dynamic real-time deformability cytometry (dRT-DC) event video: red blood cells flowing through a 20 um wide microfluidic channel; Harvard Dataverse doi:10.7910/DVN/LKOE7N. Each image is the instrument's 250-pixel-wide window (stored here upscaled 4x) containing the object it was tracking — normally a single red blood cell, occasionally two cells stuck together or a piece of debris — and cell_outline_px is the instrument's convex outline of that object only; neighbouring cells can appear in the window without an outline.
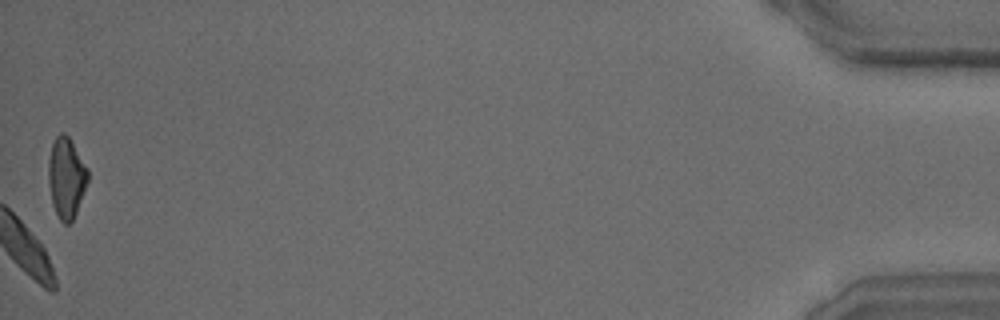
{"species": "common noctule bat (a hibernating species)", "species_latin": "Nyctalus noctula", "temperature_condition": "warm", "stored_images_in_passage": 36, "camera_frame_rate_fps": 3000, "um_per_image_px": 0.085, "animal": {"sex": "male", "body_mass_g": 15.6}, "frame": {"image": 1, "passage_image": 36, "time_ms": 11.667, "image_size_px": [1000, 320], "cell_outline_px": [[88, 180], [76, 212], [72, 220], [68, 224], [64, 224], [60, 220], [52, 204], [48, 180], [48, 160], [52, 144], [56, 136], [60, 132], [64, 132], [68, 136], [88, 168]], "centroid_in_image_um": [5.62, 15.08], "position_along_channel_um": 429.6, "area_um2": 18.38}}